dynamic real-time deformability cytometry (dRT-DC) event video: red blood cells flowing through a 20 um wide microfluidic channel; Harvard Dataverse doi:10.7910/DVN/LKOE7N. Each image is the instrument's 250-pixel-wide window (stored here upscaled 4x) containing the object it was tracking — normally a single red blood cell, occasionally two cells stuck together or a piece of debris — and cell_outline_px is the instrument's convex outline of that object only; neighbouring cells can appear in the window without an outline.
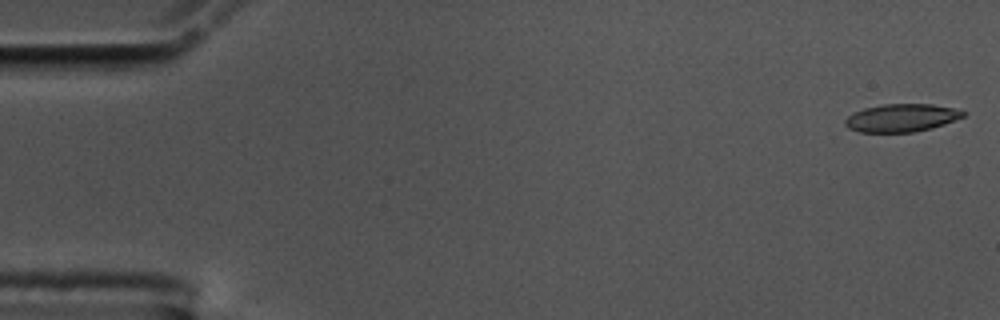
{"species": "common noctule bat (a hibernating species)", "species_latin": "Nyctalus noctula", "temperature_condition": "cold", "stored_images_in_passage": 56, "camera_frame_rate_fps": 3000, "um_per_image_px": 0.085, "animal": {"sex": "male", "body_mass_g": 17.5, "forearm_length_mm": 52.3}, "frame": {"image": 1, "passage_image": 1, "time_ms": 0.0, "image_size_px": [1000, 320], "cell_outline_px": [[968, 112], [964, 116], [944, 124], [932, 128], [912, 132], [860, 132], [848, 128], [844, 124], [844, 120], [848, 116], [864, 108], [884, 104], [932, 104], [952, 108]], "centroid_in_image_um": [76.62, 10.02], "position_along_channel_um": 8.4, "area_um2": 19.07}}
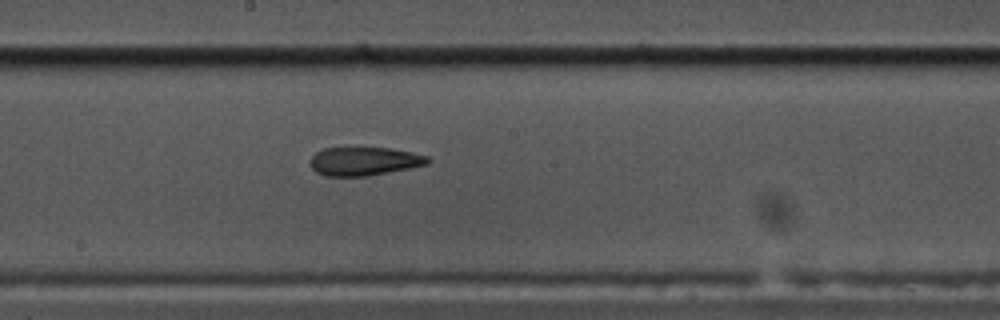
{"frame": {"image": 2, "passage_image": 30, "time_ms": 9.667, "image_size_px": [1000, 320], "cell_outline_px": [[432, 160], [428, 164], [368, 176], [324, 176], [316, 172], [312, 168], [312, 156], [316, 152], [324, 148], [388, 148], [412, 152], [428, 156]], "centroid_in_image_um": [30.98, 13.71], "position_along_channel_um": 217.2, "area_um2": 19.36}}
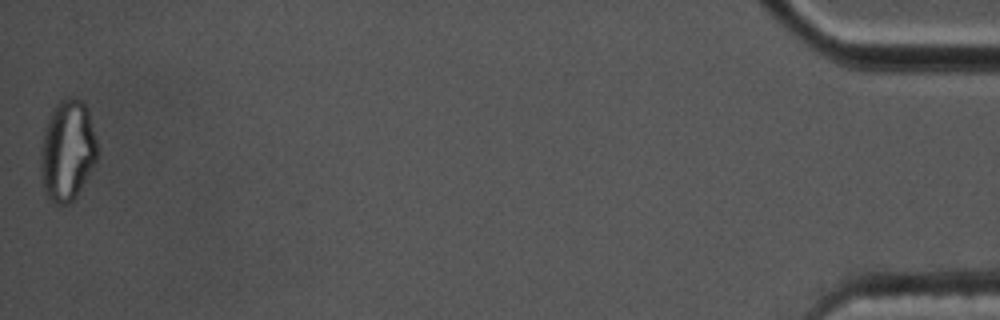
{"frame": {"image": 3, "passage_image": 56, "time_ms": 18.333, "image_size_px": [1000, 320], "cell_outline_px": [[96, 160], [76, 196], [68, 204], [56, 204], [48, 200], [44, 192], [40, 168], [40, 152], [44, 132], [48, 120], [56, 104], [60, 100], [68, 96], [72, 96], [80, 100], [88, 108], [96, 140]], "centroid_in_image_um": [5.7, 12.8], "position_along_channel_um": 429.5, "area_um2": 33.06}, "authors_computed_cell_mechanics": {"area_um2": 20.3456, "velocity_mm_per_s": 3.5487, "shape_relaxation_time_tau1_ms": null, "shape_relaxation_time_tau2_ms": 4.4741, "deformation_change_tau1": null, "deformation_change_tau2": 0.1479}}